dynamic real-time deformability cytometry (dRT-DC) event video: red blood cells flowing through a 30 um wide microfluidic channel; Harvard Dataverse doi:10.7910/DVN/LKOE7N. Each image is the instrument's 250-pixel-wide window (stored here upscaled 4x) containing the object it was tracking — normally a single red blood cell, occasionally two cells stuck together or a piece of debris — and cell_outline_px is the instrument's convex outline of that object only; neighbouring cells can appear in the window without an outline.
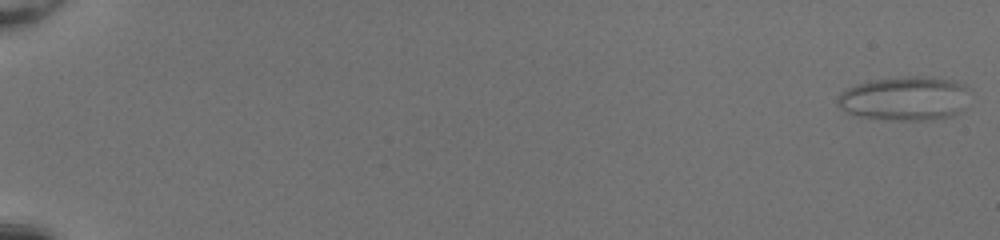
{"species": "common noctule bat (a hibernating species)", "species_latin": "Nyctalus noctula", "temperature_condition": "room temperature", "stored_images_in_passage": 53, "camera_frame_rate_fps": 3000, "um_per_image_px": 0.085, "animal": {"sex": "female", "body_mass_g": 20.0, "forearm_length_mm": 54.0}, "frame": {"image": 1, "passage_image": 1, "time_ms": 0.0, "image_size_px": [1000, 240], "cell_outline_px": [[968, 88], [964, 108], [960, 112], [952, 116], [932, 120], [888, 120], [860, 116], [848, 112], [840, 108], [836, 104], [836, 96], [840, 92], [856, 84], [872, 80], [908, 76], [928, 76], [956, 80], [964, 84]], "centroid_in_image_um": [76.91, 8.37], "position_along_channel_um": 8.1, "area_um2": 34.33}}
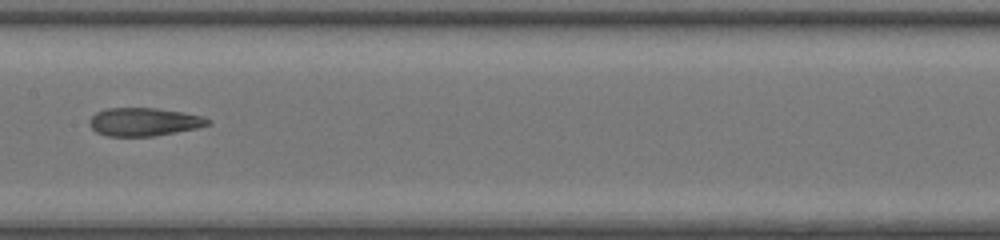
{"frame": {"image": 2, "passage_image": 30, "time_ms": 9.667, "image_size_px": [1000, 240], "cell_outline_px": [[212, 124], [196, 128], [156, 136], [108, 136], [96, 132], [88, 124], [88, 120], [96, 112], [108, 108], [156, 108], [184, 112], [204, 116], [212, 120]], "centroid_in_image_um": [12.27, 10.35], "position_along_channel_um": 195.1, "area_um2": 19.65}}
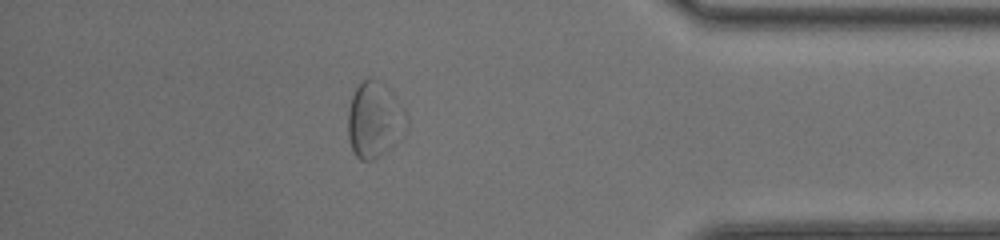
{"frame": {"image": 3, "passage_image": 47, "time_ms": 15.333, "image_size_px": [1000, 240], "cell_outline_px": [[408, 128], [404, 136], [392, 148], [380, 156], [372, 160], [360, 160], [352, 152], [348, 136], [348, 108], [352, 96], [356, 88], [368, 76], [372, 76], [384, 84], [396, 96], [404, 108], [408, 116]], "centroid_in_image_um": [31.88, 10.2], "position_along_channel_um": 403.3, "area_um2": 26.7}, "authors_computed_cell_mechanics": {"area_um2": 23.5246, "velocity_mm_per_s": 4.1184, "shape_relaxation_time_tau1_ms": null, "shape_relaxation_time_tau2_ms": 1.9386, "deformation_change_tau1": null, "deformation_change_tau2": 0.0973}}